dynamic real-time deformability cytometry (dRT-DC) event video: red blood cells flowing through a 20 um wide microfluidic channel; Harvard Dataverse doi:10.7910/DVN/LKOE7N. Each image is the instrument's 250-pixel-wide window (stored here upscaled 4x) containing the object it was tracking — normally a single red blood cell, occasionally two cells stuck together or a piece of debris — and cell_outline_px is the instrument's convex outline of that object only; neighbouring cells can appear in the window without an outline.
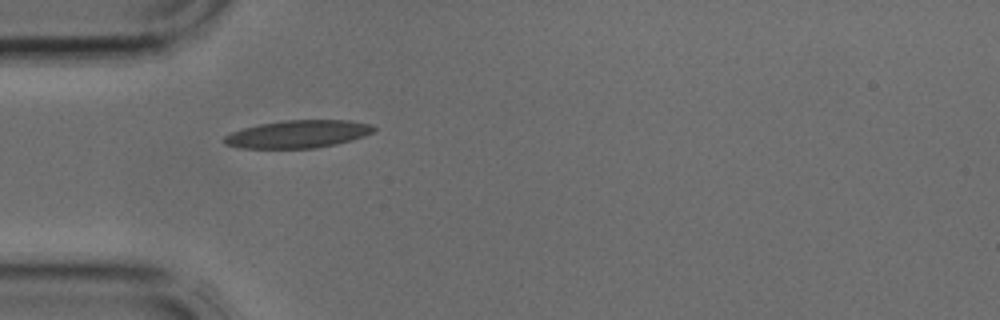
{"species": "common noctule bat (a hibernating species)", "species_latin": "Nyctalus noctula", "temperature_condition": "cold", "stored_images_in_passage": 2, "camera_frame_rate_fps": 3000, "um_per_image_px": 0.085, "animal": {"sex": "male", "body_mass_g": 17.9, "forearm_length_mm": 54.2}, "frame": {"image": 1, "passage_image": 1, "time_ms": 0.0, "image_size_px": [1000, 320], "cell_outline_px": [[376, 128], [372, 132], [364, 136], [352, 140], [336, 144], [316, 148], [240, 148], [224, 144], [220, 140], [224, 136], [232, 132], [244, 128], [260, 124], [284, 120], [352, 120], [372, 124]], "centroid_in_image_um": [25.32, 11.4], "position_along_channel_um": 59.7, "area_um2": 24.28}}